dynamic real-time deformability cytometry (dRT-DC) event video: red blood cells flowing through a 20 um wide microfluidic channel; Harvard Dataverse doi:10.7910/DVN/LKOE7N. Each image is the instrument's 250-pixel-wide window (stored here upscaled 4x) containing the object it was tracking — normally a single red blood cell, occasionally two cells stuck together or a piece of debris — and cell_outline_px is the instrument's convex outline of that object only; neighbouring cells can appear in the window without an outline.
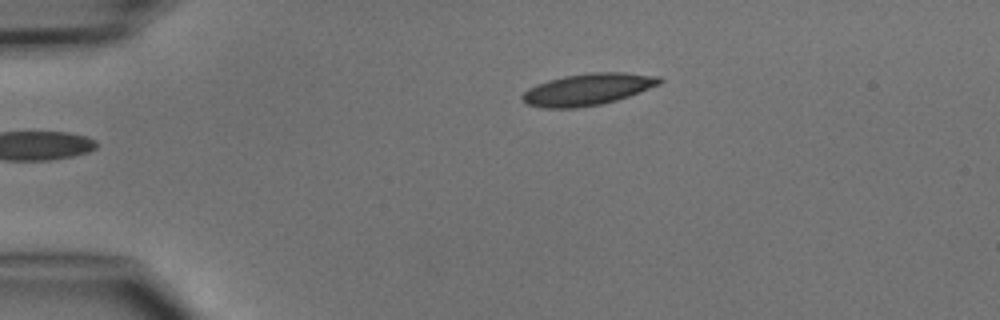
{"species": "common noctule bat (a hibernating species)", "species_latin": "Nyctalus noctula", "temperature_condition": "cold", "stored_images_in_passage": 4, "camera_frame_rate_fps": 3000, "um_per_image_px": 0.085, "animal": {"sex": "male", "body_mass_g": 15.6}, "frame": {"image": 1, "passage_image": 4, "time_ms": 3.333, "image_size_px": [1000, 320], "cell_outline_px": [[664, 80], [660, 84], [628, 96], [616, 100], [600, 104], [576, 108], [540, 108], [528, 104], [520, 100], [520, 96], [528, 88], [536, 84], [548, 80], [564, 76], [588, 72], [624, 72], [660, 76]], "centroid_in_image_um": [49.93, 7.59], "position_along_channel_um": 35.1, "area_um2": 25.55}}